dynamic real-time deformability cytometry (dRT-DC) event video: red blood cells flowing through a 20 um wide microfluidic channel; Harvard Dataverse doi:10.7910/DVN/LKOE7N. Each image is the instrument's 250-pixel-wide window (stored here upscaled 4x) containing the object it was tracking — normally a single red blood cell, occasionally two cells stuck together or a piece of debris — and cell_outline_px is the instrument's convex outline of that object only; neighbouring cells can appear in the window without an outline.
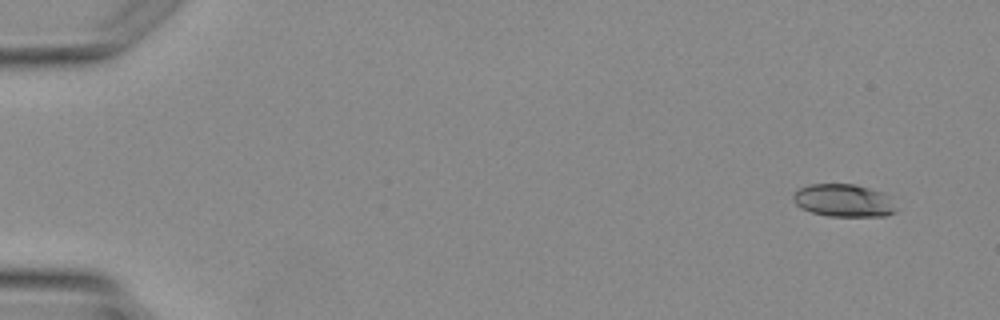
{"species": "Egyptian fruit bat (a non-hibernating species)", "species_latin": "Rousettus aegyptiacus", "temperature_condition": "warm", "stored_images_in_passage": 4, "segment_of_instrument_passage": [1, 2], "camera_frame_rate_fps": 3000, "um_per_image_px": 0.085, "animal": {"sex": "female"}, "frame": {"image": 1, "passage_image": 1, "time_ms": 0.0, "image_size_px": [1000, 320], "cell_outline_px": [[896, 212], [884, 216], [828, 216], [812, 212], [796, 204], [792, 200], [792, 196], [800, 188], [808, 184], [856, 184], [884, 192], [888, 196], [896, 208]], "centroid_in_image_um": [71.72, 17.03], "position_along_channel_um": 13.3, "area_um2": 19.59}}